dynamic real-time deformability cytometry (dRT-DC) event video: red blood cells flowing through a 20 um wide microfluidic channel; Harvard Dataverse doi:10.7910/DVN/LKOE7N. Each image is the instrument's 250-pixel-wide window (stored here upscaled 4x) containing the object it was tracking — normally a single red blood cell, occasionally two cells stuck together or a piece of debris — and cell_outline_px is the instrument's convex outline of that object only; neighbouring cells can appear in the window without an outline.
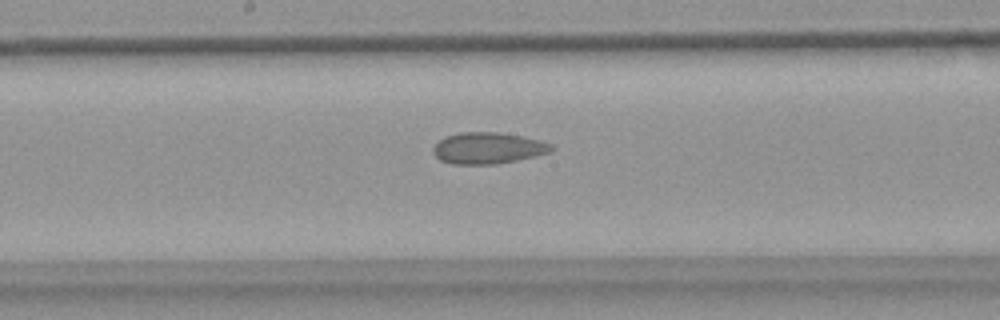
{"species": "common noctule bat (a hibernating species)", "species_latin": "Nyctalus noctula", "temperature_condition": "warm", "stored_images_in_passage": 52, "camera_frame_rate_fps": 3000, "um_per_image_px": 0.085, "animal": {"sex": "female", "body_mass_g": 18.4}, "frame": {"image": 1, "passage_image": 27, "time_ms": 8.667, "image_size_px": [1000, 320], "cell_outline_px": [[556, 148], [552, 152], [536, 156], [496, 164], [452, 164], [440, 160], [432, 152], [432, 148], [444, 136], [460, 132], [500, 132], [524, 136], [540, 140], [552, 144]], "centroid_in_image_um": [41.51, 12.58], "position_along_channel_um": 206.7, "area_um2": 21.91}}
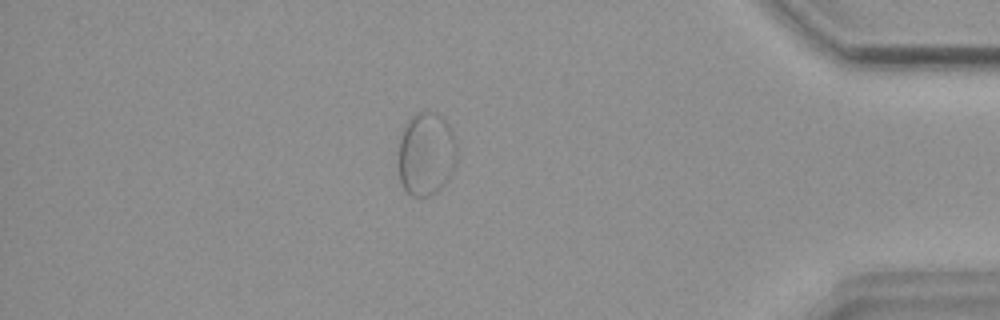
{"frame": {"image": 2, "passage_image": 45, "time_ms": 14.667, "image_size_px": [1000, 320], "cell_outline_px": [[456, 160], [448, 180], [436, 192], [428, 196], [412, 196], [400, 184], [396, 164], [400, 140], [404, 128], [408, 120], [412, 116], [420, 112], [436, 112], [448, 124], [456, 140]], "centroid_in_image_um": [36.19, 13.11], "position_along_channel_um": 399.0, "area_um2": 28.67}}
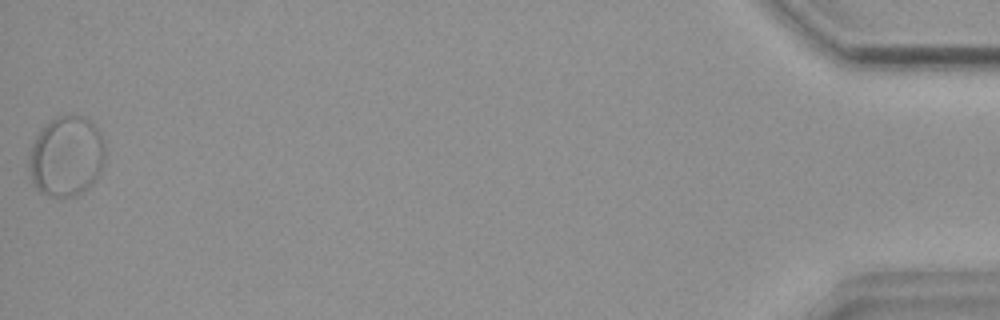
{"frame": {"image": 3, "passage_image": 52, "time_ms": 17.0, "image_size_px": [1000, 320], "cell_outline_px": [[104, 168], [100, 176], [88, 188], [76, 196], [60, 200], [48, 196], [40, 192], [32, 184], [28, 168], [28, 156], [32, 144], [40, 128], [48, 120], [56, 116], [68, 112], [72, 112], [84, 116], [92, 120], [96, 124], [104, 140]], "centroid_in_image_um": [5.64, 13.27], "position_along_channel_um": 429.6, "area_um2": 37.45}}